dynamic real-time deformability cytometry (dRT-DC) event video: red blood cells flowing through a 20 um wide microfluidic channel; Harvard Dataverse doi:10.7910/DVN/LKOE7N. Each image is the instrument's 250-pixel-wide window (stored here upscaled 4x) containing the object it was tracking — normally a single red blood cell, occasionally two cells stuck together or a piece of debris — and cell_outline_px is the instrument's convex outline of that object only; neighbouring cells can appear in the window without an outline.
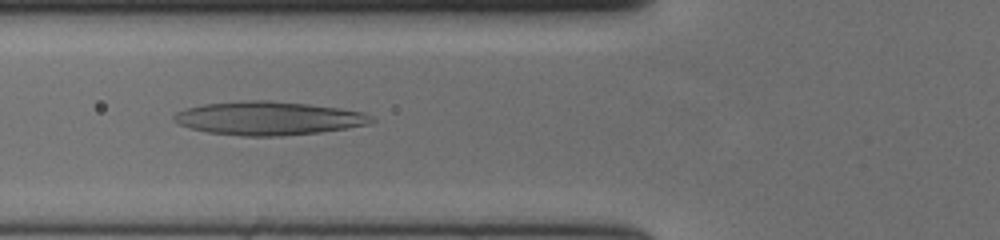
{"species": "human", "species_latin": "Homo sapiens", "temperature_condition": "cold", "stored_images_in_passage": 59, "camera_frame_rate_fps": 3000, "um_per_image_px": 0.085, "donor": {"sex": "female"}, "frame": {"image": 1, "passage_image": 23, "time_ms": 7.333, "image_size_px": [1000, 240], "cell_outline_px": [[376, 120], [368, 124], [320, 132], [280, 136], [244, 136], [208, 132], [192, 128], [180, 124], [172, 120], [172, 116], [176, 112], [188, 108], [204, 104], [248, 100], [268, 100], [308, 104], [340, 108], [364, 112], [372, 116]], "centroid_in_image_um": [22.83, 10.05], "position_along_channel_um": 103.0, "area_um2": 38.38}}
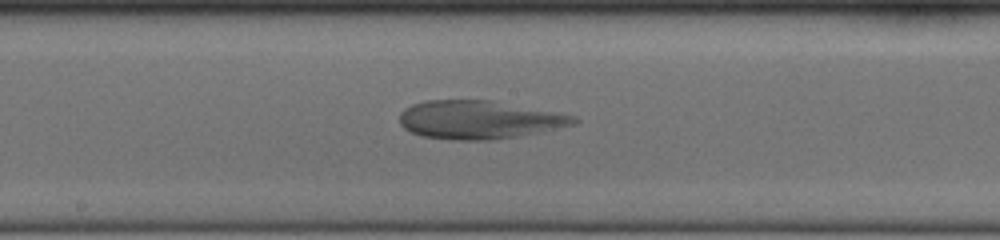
{"frame": {"image": 2, "passage_image": 32, "time_ms": 10.333, "image_size_px": [1000, 240], "cell_outline_px": [[580, 120], [576, 124], [516, 136], [492, 140], [456, 140], [420, 136], [404, 128], [400, 124], [400, 112], [404, 108], [412, 104], [424, 100], [488, 100], [576, 116]], "centroid_in_image_um": [40.66, 10.18], "position_along_channel_um": 207.5, "area_um2": 38.55}}
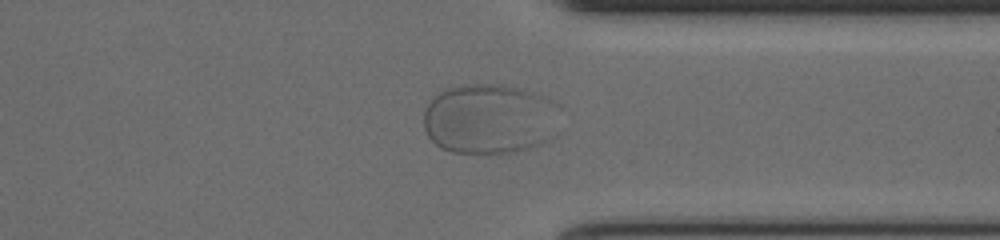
{"frame": {"image": 3, "passage_image": 46, "time_ms": 15.0, "image_size_px": [1000, 240], "cell_outline_px": [[564, 132], [548, 140], [516, 152], [488, 156], [452, 152], [440, 148], [428, 136], [424, 128], [424, 112], [432, 96], [448, 88], [460, 84], [500, 84], [532, 92], [544, 96], [560, 104]], "centroid_in_image_um": [41.72, 10.14], "position_along_channel_um": 369.7, "area_um2": 57.97}}